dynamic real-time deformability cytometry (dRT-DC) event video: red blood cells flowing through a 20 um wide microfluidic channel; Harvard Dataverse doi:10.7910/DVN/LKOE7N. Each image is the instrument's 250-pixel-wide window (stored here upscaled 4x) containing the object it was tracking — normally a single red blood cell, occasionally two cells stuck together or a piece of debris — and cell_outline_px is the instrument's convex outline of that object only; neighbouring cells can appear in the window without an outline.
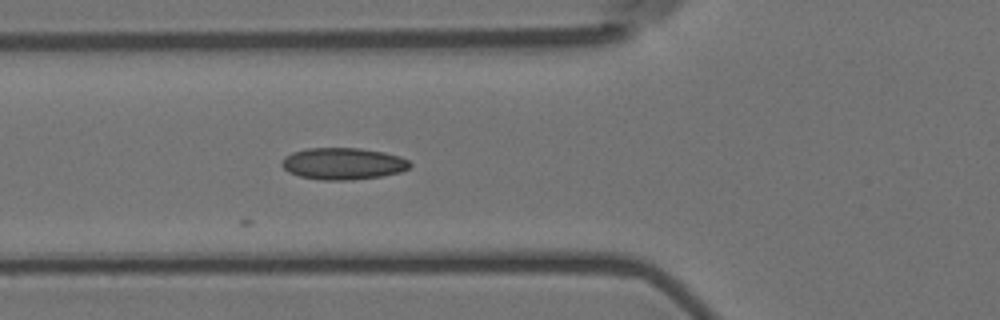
{"species": "Egyptian fruit bat (a non-hibernating species)", "species_latin": "Rousettus aegyptiacus", "temperature_condition": "room temperature", "stored_images_in_passage": 14, "camera_frame_rate_fps": 3000, "um_per_image_px": 0.085, "animal": {"sex": "female"}, "frame": {"image": 1, "passage_image": 4, "time_ms": 1.0, "image_size_px": [1000, 320], "cell_outline_px": [[412, 164], [408, 168], [400, 172], [380, 176], [352, 180], [320, 180], [300, 176], [288, 172], [280, 164], [284, 156], [292, 152], [308, 148], [360, 148], [384, 152], [400, 156], [408, 160]], "centroid_in_image_um": [29.14, 13.91], "position_along_channel_um": 96.7, "area_um2": 23.81}}
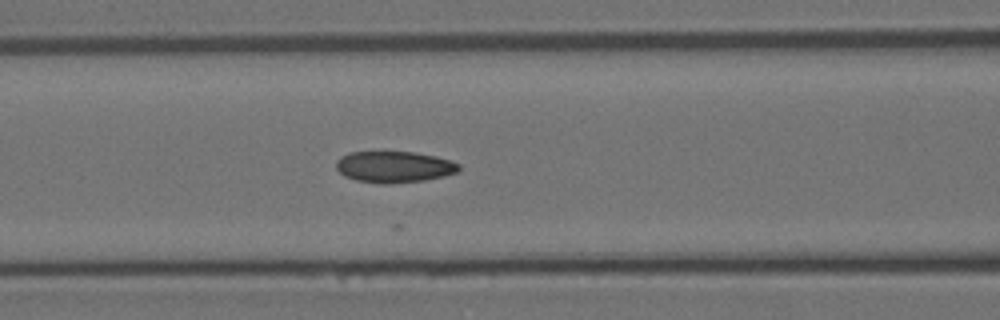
{"frame": {"image": 2, "passage_image": 7, "time_ms": 2.0, "image_size_px": [1000, 320], "cell_outline_px": [[460, 168], [456, 172], [444, 176], [424, 180], [388, 184], [380, 184], [356, 180], [344, 176], [336, 168], [336, 160], [340, 156], [348, 152], [412, 152], [436, 156], [460, 164]], "centroid_in_image_um": [33.46, 14.18], "position_along_channel_um": 133.1, "area_um2": 22.43}}
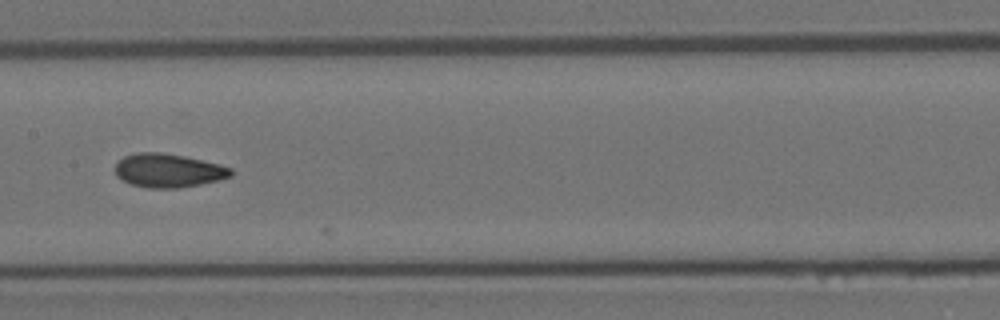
{"frame": {"image": 3, "passage_image": 12, "time_ms": 3.667, "image_size_px": [1000, 320], "cell_outline_px": [[232, 176], [200, 184], [180, 188], [148, 188], [132, 184], [116, 176], [116, 164], [124, 156], [136, 152], [160, 152], [184, 156], [220, 164], [232, 168]], "centroid_in_image_um": [14.31, 14.49], "position_along_channel_um": 193.1, "area_um2": 22.6}}